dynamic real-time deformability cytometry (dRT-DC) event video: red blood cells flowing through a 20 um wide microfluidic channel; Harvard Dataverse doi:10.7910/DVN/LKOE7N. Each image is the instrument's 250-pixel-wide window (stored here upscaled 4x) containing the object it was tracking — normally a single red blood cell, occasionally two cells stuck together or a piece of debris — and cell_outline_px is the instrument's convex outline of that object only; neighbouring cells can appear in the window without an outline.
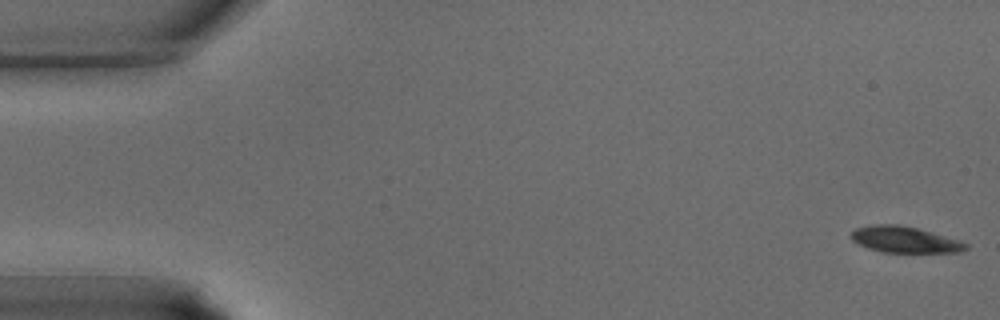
{"species": "common noctule bat (a hibernating species)", "species_latin": "Nyctalus noctula", "temperature_condition": "warm", "stored_images_in_passage": 38, "camera_frame_rate_fps": 3000, "um_per_image_px": 0.085, "animal": {"sex": "male", "body_mass_g": 15.6}, "frame": {"image": 1, "passage_image": 1, "time_ms": 0.0, "image_size_px": [1000, 320], "cell_outline_px": [[968, 248], [960, 252], [880, 252], [868, 248], [852, 240], [848, 236], [856, 228], [868, 224], [900, 224], [920, 228], [960, 240], [968, 244]], "centroid_in_image_um": [76.89, 20.35], "position_along_channel_um": 8.1, "area_um2": 17.8}}
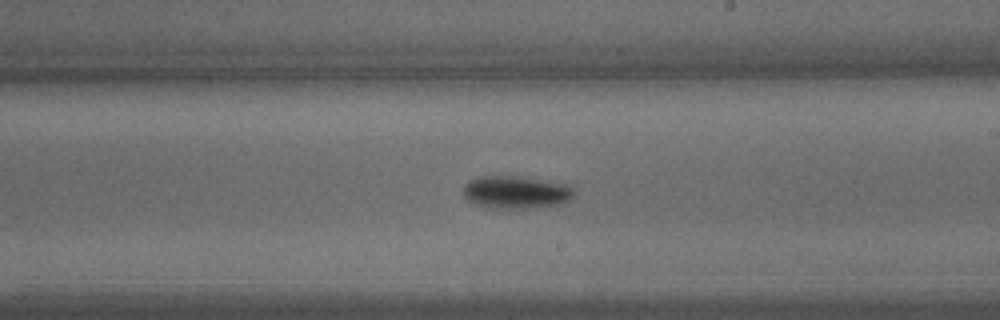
{"frame": {"image": 2, "passage_image": 22, "time_ms": 7.0, "image_size_px": [1000, 320], "cell_outline_px": [[576, 192], [564, 204], [532, 208], [492, 208], [476, 204], [468, 200], [464, 196], [464, 184], [468, 180], [480, 176], [524, 176], [564, 184], [572, 188]], "centroid_in_image_um": [43.86, 16.33], "position_along_channel_um": 245.1, "area_um2": 21.21}}
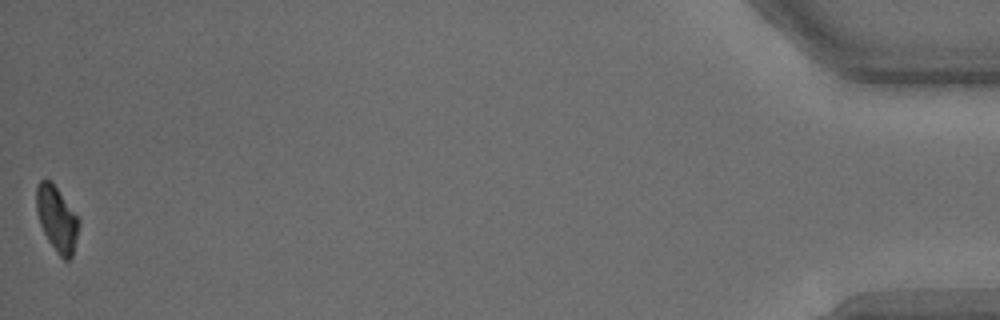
{"frame": {"image": 3, "passage_image": 38, "time_ms": 12.333, "image_size_px": [1000, 320], "cell_outline_px": [[80, 224], [72, 256], [68, 260], [64, 260], [60, 256], [48, 240], [40, 224], [36, 208], [36, 184], [40, 180], [52, 180], [80, 220]], "centroid_in_image_um": [4.83, 18.57], "position_along_channel_um": 430.4, "area_um2": 16.13}}